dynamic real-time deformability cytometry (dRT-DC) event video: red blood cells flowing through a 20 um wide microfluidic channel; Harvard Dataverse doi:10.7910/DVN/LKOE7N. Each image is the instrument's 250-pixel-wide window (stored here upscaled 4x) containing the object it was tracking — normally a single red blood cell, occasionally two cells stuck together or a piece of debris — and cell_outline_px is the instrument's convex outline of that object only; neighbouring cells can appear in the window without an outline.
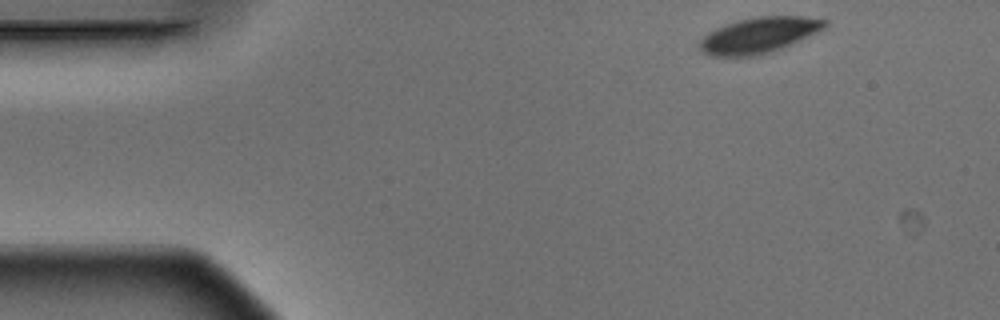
{"species": "Egyptian fruit bat (a non-hibernating species)", "species_latin": "Rousettus aegyptiacus", "temperature_condition": "warm", "stored_images_in_passage": 14, "segment_of_instrument_passage": [1, 2], "camera_frame_rate_fps": 3000, "um_per_image_px": 0.085, "animal": {"sex": "male"}, "frame": {"image": 1, "passage_image": 1, "time_ms": 0.0, "image_size_px": [1000, 320], "cell_outline_px": [[828, 24], [824, 28], [816, 32], [780, 48], [756, 56], [712, 56], [704, 52], [696, 44], [708, 32], [716, 28], [740, 20], [760, 16], [800, 16], [828, 20]], "centroid_in_image_um": [64.47, 2.99], "position_along_channel_um": 20.5, "area_um2": 25.55}}
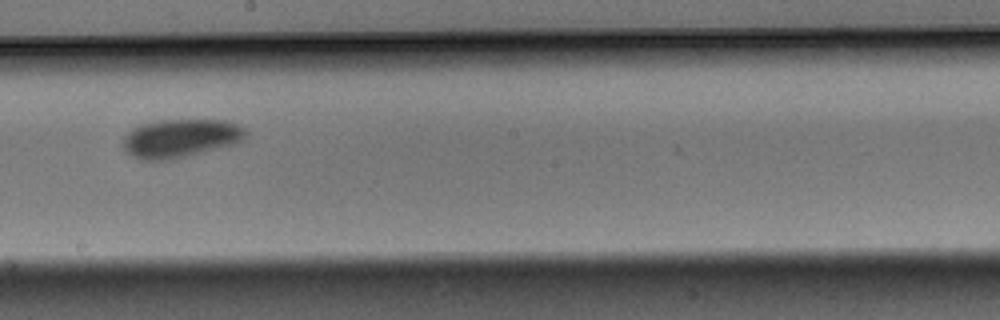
{"frame": {"image": 2, "passage_image": 7, "time_ms": 2.0, "image_size_px": [1000, 320], "cell_outline_px": [[248, 132], [240, 140], [232, 144], [172, 160], [140, 160], [132, 156], [120, 148], [124, 136], [132, 128], [140, 124], [156, 120], [224, 120], [236, 124], [244, 128]], "centroid_in_image_um": [15.24, 11.75], "position_along_channel_um": 233.0, "area_um2": 27.57}}
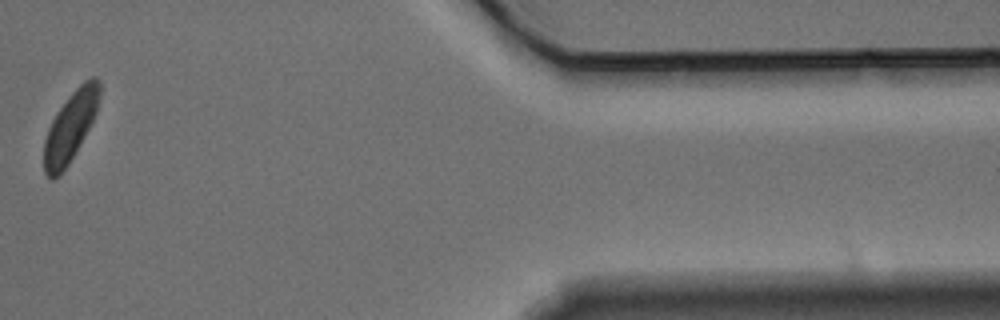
{"frame": {"image": 3, "passage_image": 12, "time_ms": 3.667, "image_size_px": [1000, 320], "cell_outline_px": [[100, 96], [96, 112], [88, 128], [68, 164], [52, 180], [44, 172], [44, 140], [48, 128], [56, 112], [72, 92], [84, 80], [92, 76], [96, 76], [100, 80]], "centroid_in_image_um": [5.98, 10.7], "position_along_channel_um": 405.4, "area_um2": 22.08}}